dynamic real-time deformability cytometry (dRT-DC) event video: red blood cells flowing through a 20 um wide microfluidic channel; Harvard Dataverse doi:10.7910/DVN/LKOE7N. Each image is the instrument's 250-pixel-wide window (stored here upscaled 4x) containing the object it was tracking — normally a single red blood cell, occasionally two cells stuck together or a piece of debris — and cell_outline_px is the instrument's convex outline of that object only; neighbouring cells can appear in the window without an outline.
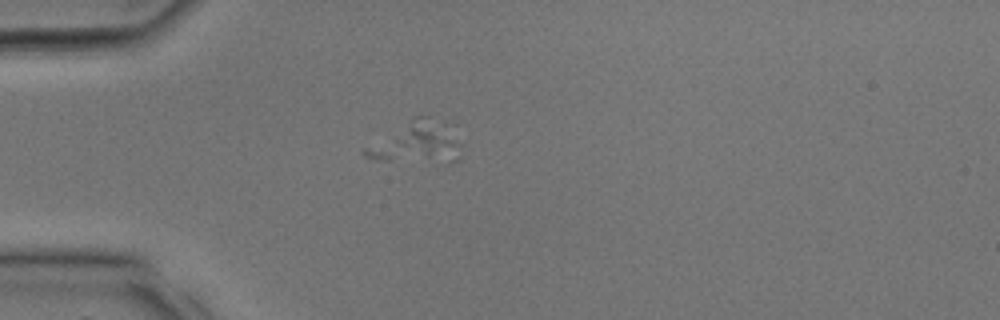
{"species": "common noctule bat (a hibernating species)", "species_latin": "Nyctalus noctula", "temperature_condition": "room temperature", "stored_images_in_passage": 14, "camera_frame_rate_fps": 3000, "um_per_image_px": 0.085, "animal": {"sex": "male", "body_mass_g": 17.9, "forearm_length_mm": 54.2}, "frame": {"image": 1, "passage_image": 9, "time_ms": 2.667, "image_size_px": [1000, 320], "cell_outline_px": [[464, 144], [460, 160], [372, 160], [364, 156], [360, 152], [364, 148], [416, 116], [428, 116]], "centroid_in_image_um": [35.37, 12.16], "position_along_channel_um": 49.6, "area_um2": 21.91}}
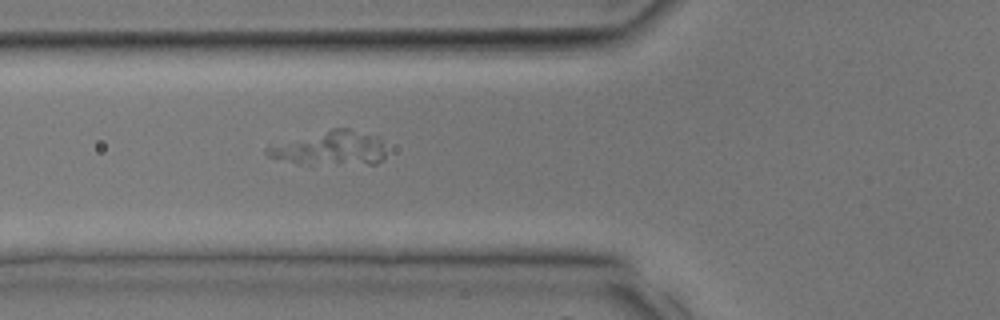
{"frame": {"image": 2, "passage_image": 12, "time_ms": 3.667, "image_size_px": [1000, 320], "cell_outline_px": [[384, 156], [376, 164], [368, 164], [292, 160], [268, 156], [264, 152], [264, 148], [332, 128], [348, 128], [380, 136], [384, 152]], "centroid_in_image_um": [28.2, 12.54], "position_along_channel_um": 97.6, "area_um2": 22.25}}
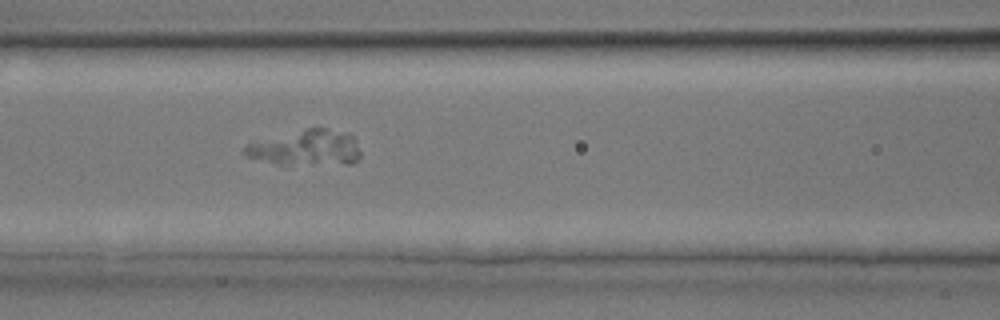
{"frame": {"image": 3, "passage_image": 14, "time_ms": 4.333, "image_size_px": [1000, 320], "cell_outline_px": [[360, 156], [352, 164], [276, 164], [248, 156], [244, 152], [244, 148], [248, 144], [308, 128], [328, 128], [348, 132], [356, 140], [360, 152]], "centroid_in_image_um": [26.11, 12.57], "position_along_channel_um": 140.5, "area_um2": 23.58}}